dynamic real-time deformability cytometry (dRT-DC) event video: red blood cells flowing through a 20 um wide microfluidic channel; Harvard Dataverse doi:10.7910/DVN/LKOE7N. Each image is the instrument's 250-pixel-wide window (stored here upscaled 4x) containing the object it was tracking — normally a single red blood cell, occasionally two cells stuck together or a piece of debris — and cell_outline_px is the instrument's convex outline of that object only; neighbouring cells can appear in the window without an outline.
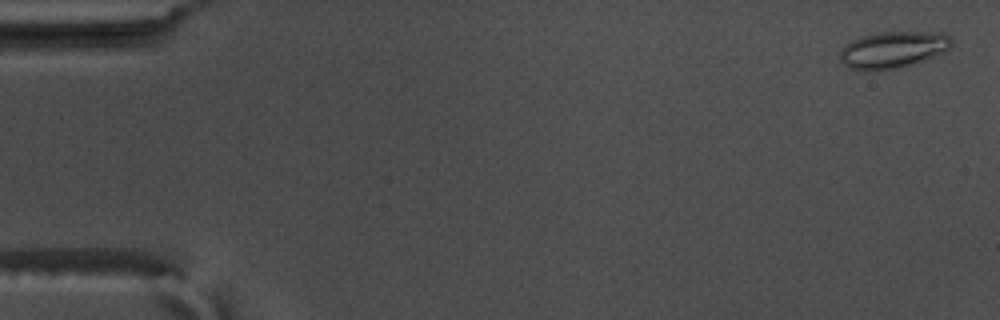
{"species": "common noctule bat (a hibernating species)", "species_latin": "Nyctalus noctula", "temperature_condition": "warm", "stored_images_in_passage": 56, "camera_frame_rate_fps": 3000, "um_per_image_px": 0.085, "animal": {"sex": "male", "body_mass_g": 17.5, "forearm_length_mm": 52.3}, "frame": {"image": 1, "passage_image": 2, "time_ms": 0.333, "image_size_px": [1000, 320], "cell_outline_px": [[952, 44], [948, 48], [932, 56], [896, 68], [868, 72], [864, 72], [848, 68], [840, 60], [840, 52], [844, 44], [852, 40], [864, 36], [880, 32], [944, 32], [952, 36]], "centroid_in_image_um": [75.84, 4.22], "position_along_channel_um": 9.2, "area_um2": 23.7}}
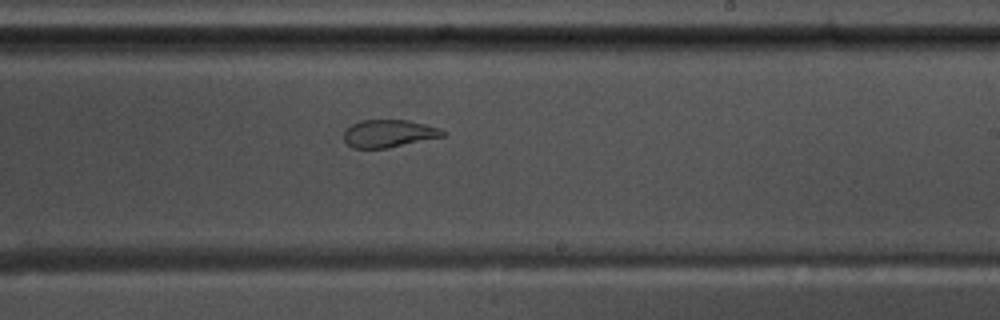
{"frame": {"image": 2, "passage_image": 34, "time_ms": 11.0, "image_size_px": [1000, 320], "cell_outline_px": [[448, 132], [444, 136], [388, 148], [352, 148], [344, 140], [344, 132], [352, 124], [360, 120], [408, 120], [440, 128]], "centroid_in_image_um": [33.06, 11.35], "position_along_channel_um": 255.9, "area_um2": 15.9}}
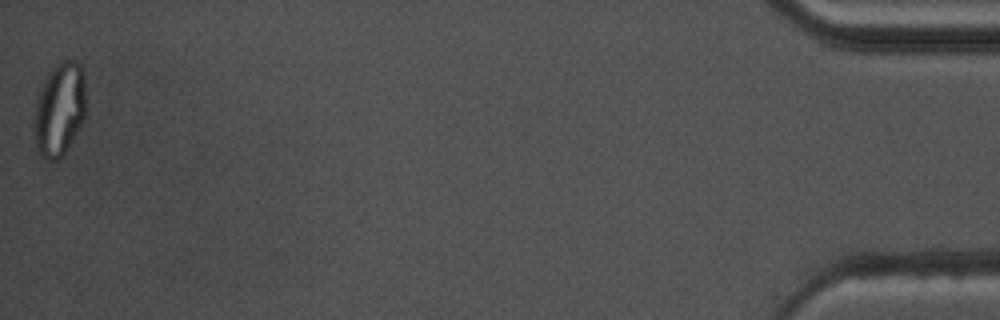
{"frame": {"image": 3, "passage_image": 56, "time_ms": 18.333, "image_size_px": [1000, 320], "cell_outline_px": [[84, 120], [80, 128], [64, 152], [56, 160], [48, 160], [40, 156], [36, 148], [32, 128], [32, 124], [36, 100], [40, 88], [48, 72], [60, 60], [76, 60], [80, 64], [84, 76]], "centroid_in_image_um": [5.01, 9.29], "position_along_channel_um": 430.2, "area_um2": 28.5}, "authors_computed_cell_mechanics": {"area_um2": 21.2704, "velocity_mm_per_s": 3.6801, "shape_relaxation_time_tau1_ms": null, "shape_relaxation_time_tau2_ms": 1.2955, "deformation_change_tau1": null, "deformation_change_tau2": 0.0835}}